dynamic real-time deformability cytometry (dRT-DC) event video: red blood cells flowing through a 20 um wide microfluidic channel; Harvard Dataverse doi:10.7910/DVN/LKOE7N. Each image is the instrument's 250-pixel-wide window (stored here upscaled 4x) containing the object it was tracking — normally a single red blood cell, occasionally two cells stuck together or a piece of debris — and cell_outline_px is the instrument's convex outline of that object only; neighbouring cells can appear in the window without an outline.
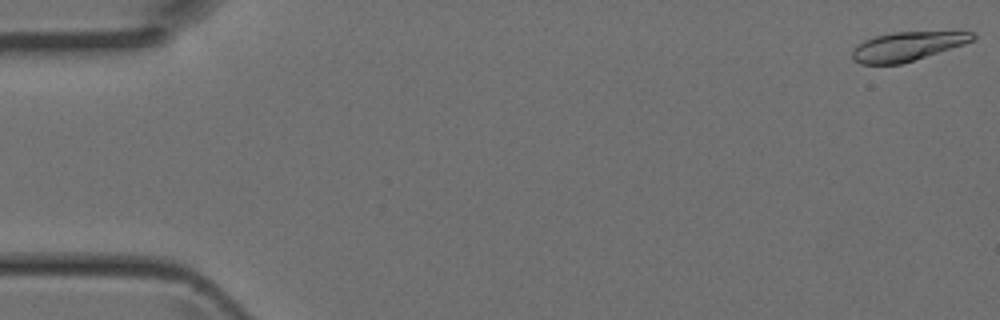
{"species": "Egyptian fruit bat (a non-hibernating species)", "species_latin": "Rousettus aegyptiacus", "temperature_condition": "room temperature", "stored_images_in_passage": 13, "segment_of_instrument_passage": [1, 2], "camera_frame_rate_fps": 3000, "um_per_image_px": 0.085, "animal": {"sex": "female"}, "frame": {"image": 1, "passage_image": 1, "time_ms": 0.0, "image_size_px": [1000, 320], "cell_outline_px": [[976, 36], [972, 40], [964, 44], [900, 64], [860, 64], [852, 60], [852, 52], [856, 44], [864, 40], [876, 36], [892, 32], [972, 32]], "centroid_in_image_um": [77.04, 3.94], "position_along_channel_um": 8.0, "area_um2": 20.06}}
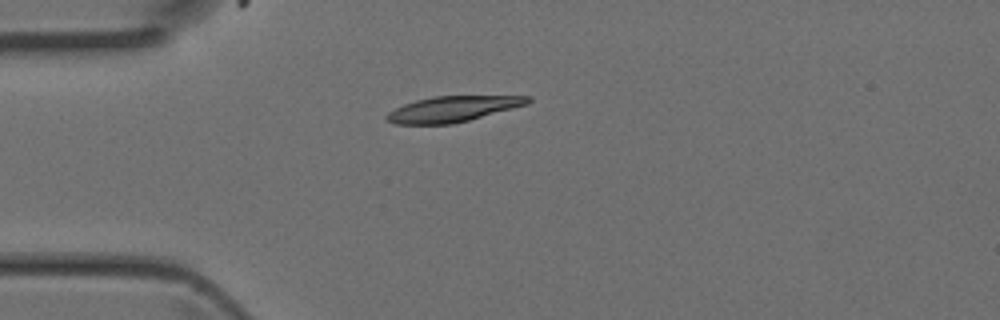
{"frame": {"image": 2, "passage_image": 4, "time_ms": 1.0, "image_size_px": [1000, 320], "cell_outline_px": [[532, 100], [528, 104], [468, 120], [452, 124], [396, 124], [388, 120], [384, 116], [388, 112], [404, 104], [416, 100], [436, 96], [532, 96]], "centroid_in_image_um": [38.49, 9.26], "position_along_channel_um": 46.5, "area_um2": 20.87}}